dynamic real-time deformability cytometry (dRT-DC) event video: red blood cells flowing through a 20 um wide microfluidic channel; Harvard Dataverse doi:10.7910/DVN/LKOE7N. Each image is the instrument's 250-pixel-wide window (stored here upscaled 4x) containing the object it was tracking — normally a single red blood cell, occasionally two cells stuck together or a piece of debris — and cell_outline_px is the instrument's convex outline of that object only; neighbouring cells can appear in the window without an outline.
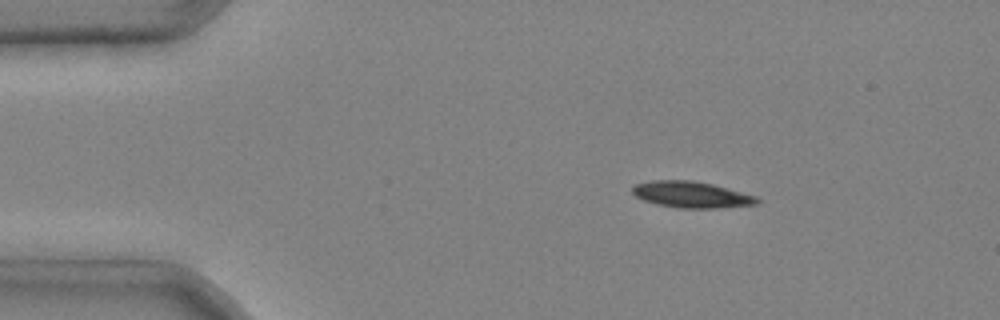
{"species": "common noctule bat (a hibernating species)", "species_latin": "Nyctalus noctula", "temperature_condition": "cold", "stored_images_in_passage": 4, "camera_frame_rate_fps": 3000, "um_per_image_px": 0.085, "animal": {"sex": "male", "body_mass_g": 20.4}, "frame": {"image": 1, "passage_image": 2, "time_ms": 0.333, "image_size_px": [1000, 320], "cell_outline_px": [[760, 200], [756, 204], [716, 208], [680, 208], [656, 204], [644, 200], [636, 196], [632, 192], [632, 188], [636, 184], [652, 180], [692, 180], [712, 184], [756, 196]], "centroid_in_image_um": [58.75, 16.54], "position_along_channel_um": 26.2, "area_um2": 18.9}}
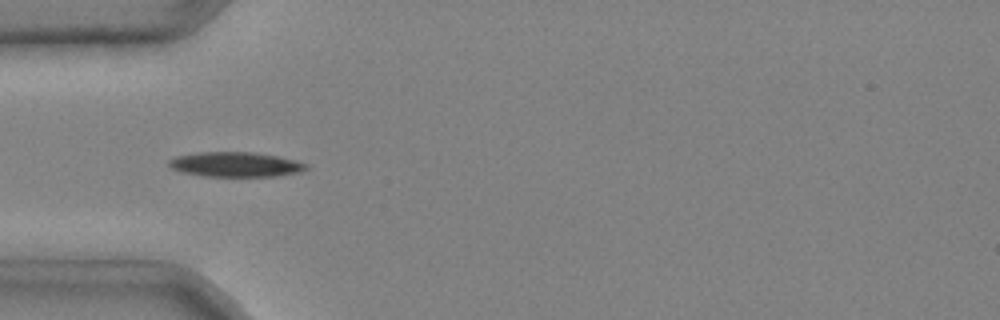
{"frame": {"image": 2, "passage_image": 4, "time_ms": 1.0, "image_size_px": [1000, 320], "cell_outline_px": [[308, 168], [300, 172], [276, 176], [200, 176], [180, 172], [172, 168], [168, 164], [168, 160], [176, 156], [196, 152], [256, 152], [276, 156], [308, 164]], "centroid_in_image_um": [19.97, 13.98], "position_along_channel_um": 65.0, "area_um2": 19.88}}